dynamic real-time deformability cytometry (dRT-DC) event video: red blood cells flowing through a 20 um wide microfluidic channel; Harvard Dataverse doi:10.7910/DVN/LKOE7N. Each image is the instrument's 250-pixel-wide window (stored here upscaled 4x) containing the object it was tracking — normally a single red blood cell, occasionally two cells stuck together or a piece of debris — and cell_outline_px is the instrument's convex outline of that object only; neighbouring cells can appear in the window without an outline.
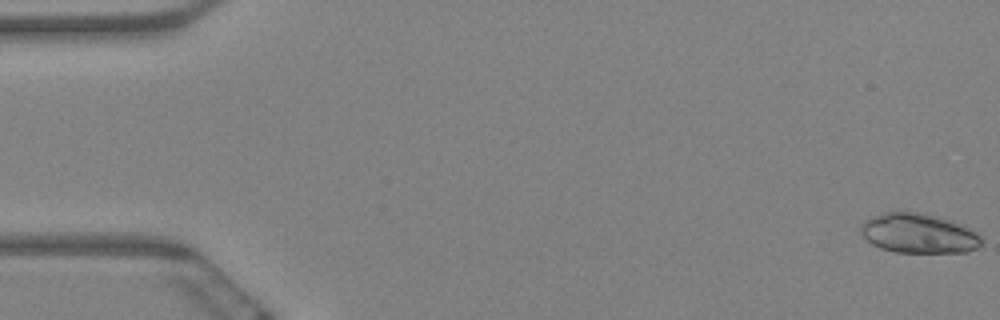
{"species": "Egyptian fruit bat (a non-hibernating species)", "species_latin": "Rousettus aegyptiacus", "temperature_condition": "warm", "stored_images_in_passage": 13, "camera_frame_rate_fps": 3000, "um_per_image_px": 0.085, "animal": {"sex": "female"}, "frame": {"image": 1, "passage_image": 1, "time_ms": 0.0, "image_size_px": [1000, 320], "cell_outline_px": [[984, 240], [976, 248], [968, 252], [896, 252], [880, 248], [872, 244], [860, 232], [860, 228], [864, 220], [872, 216], [884, 212], [924, 212], [940, 216], [968, 228], [980, 236]], "centroid_in_image_um": [78.06, 19.83], "position_along_channel_um": 6.9, "area_um2": 27.86}}